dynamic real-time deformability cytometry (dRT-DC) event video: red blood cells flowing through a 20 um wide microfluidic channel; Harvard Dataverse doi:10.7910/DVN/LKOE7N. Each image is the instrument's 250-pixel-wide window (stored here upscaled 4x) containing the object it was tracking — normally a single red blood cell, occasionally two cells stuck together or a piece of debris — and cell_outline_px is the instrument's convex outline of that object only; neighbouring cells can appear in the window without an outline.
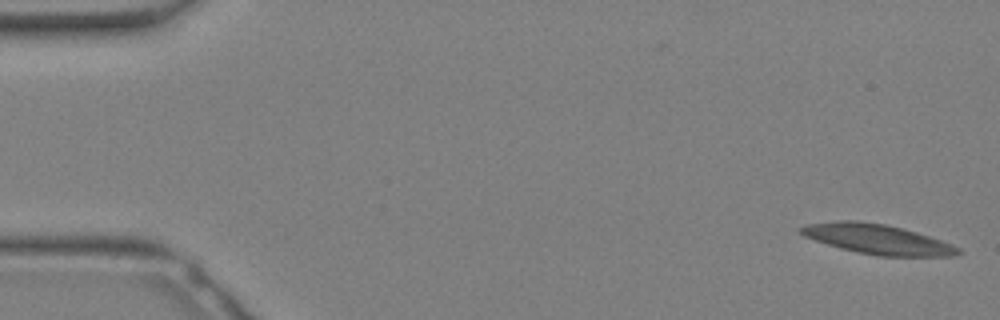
{"species": "Egyptian fruit bat (a non-hibernating species)", "species_latin": "Rousettus aegyptiacus", "temperature_condition": "warm", "stored_images_in_passage": 10, "camera_frame_rate_fps": 3000, "um_per_image_px": 0.085, "animal": {"sex": "female"}, "frame": {"image": 1, "passage_image": 1, "time_ms": 0.0, "image_size_px": [1000, 320], "cell_outline_px": [[960, 252], [952, 256], [880, 256], [840, 248], [804, 236], [796, 228], [804, 224], [836, 220], [856, 220], [884, 224], [916, 232], [952, 244], [960, 248]], "centroid_in_image_um": [74.52, 20.31], "position_along_channel_um": 10.5, "area_um2": 27.11}}
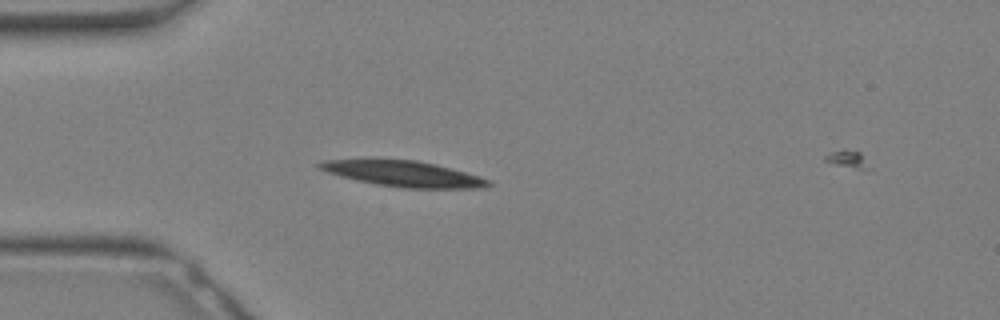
{"frame": {"image": 2, "passage_image": 9, "time_ms": 2.667, "image_size_px": [1000, 320], "cell_outline_px": [[492, 184], [484, 188], [404, 188], [376, 184], [356, 180], [328, 172], [320, 168], [316, 164], [324, 160], [368, 156], [416, 160], [436, 164], [480, 176], [488, 180]], "centroid_in_image_um": [34.2, 14.71], "position_along_channel_um": 50.8, "area_um2": 26.18}}